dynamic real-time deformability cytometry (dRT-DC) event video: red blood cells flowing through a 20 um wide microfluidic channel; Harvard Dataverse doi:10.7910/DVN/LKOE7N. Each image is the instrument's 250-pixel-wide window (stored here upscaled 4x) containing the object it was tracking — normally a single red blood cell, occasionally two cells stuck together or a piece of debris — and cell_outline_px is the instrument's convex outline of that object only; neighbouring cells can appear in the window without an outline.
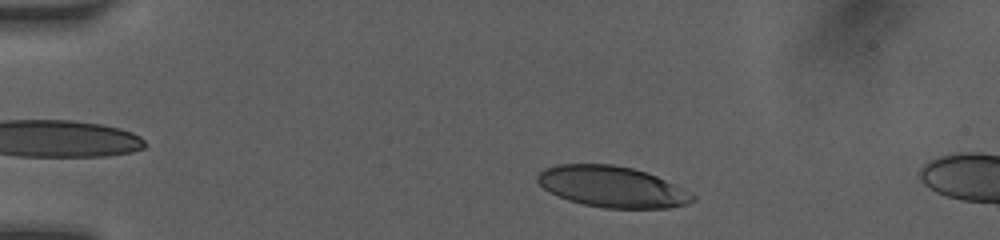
{"species": "human", "species_latin": "Homo sapiens", "temperature_condition": "room temperature", "stored_images_in_passage": 7, "camera_frame_rate_fps": 3000, "um_per_image_px": 0.085, "donor": {"sex": "female"}, "frame": {"image": 1, "passage_image": 3, "time_ms": 0.667, "image_size_px": [1000, 240], "cell_outline_px": [[696, 200], [688, 204], [668, 208], [604, 208], [584, 204], [568, 200], [544, 188], [536, 180], [536, 176], [544, 168], [556, 164], [612, 164], [632, 168], [656, 176], [696, 196]], "centroid_in_image_um": [52.01, 15.87], "position_along_channel_um": 33.0, "area_um2": 36.76}}